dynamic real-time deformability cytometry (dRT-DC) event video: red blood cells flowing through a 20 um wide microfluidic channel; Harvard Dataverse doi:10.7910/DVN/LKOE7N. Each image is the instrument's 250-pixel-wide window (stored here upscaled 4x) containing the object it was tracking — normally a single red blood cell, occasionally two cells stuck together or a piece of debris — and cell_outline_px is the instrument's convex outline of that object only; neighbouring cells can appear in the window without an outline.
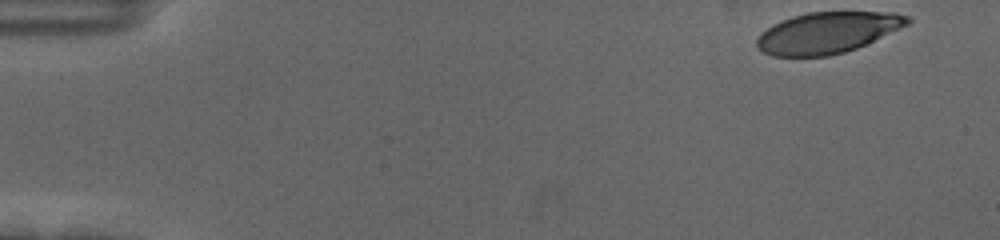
{"species": "human", "species_latin": "Homo sapiens", "temperature_condition": "cold", "stored_images_in_passage": 55, "camera_frame_rate_fps": 3000, "um_per_image_px": 0.085, "donor": {"sex": "female"}, "frame": {"image": 1, "passage_image": 1, "time_ms": 0.0, "image_size_px": [1000, 240], "cell_outline_px": [[912, 20], [908, 24], [900, 28], [856, 48], [844, 52], [828, 56], [772, 56], [764, 52], [756, 44], [756, 40], [772, 24], [792, 16], [808, 12], [896, 12], [912, 16]], "centroid_in_image_um": [70.37, 2.76], "position_along_channel_um": 14.6, "area_um2": 35.89}}
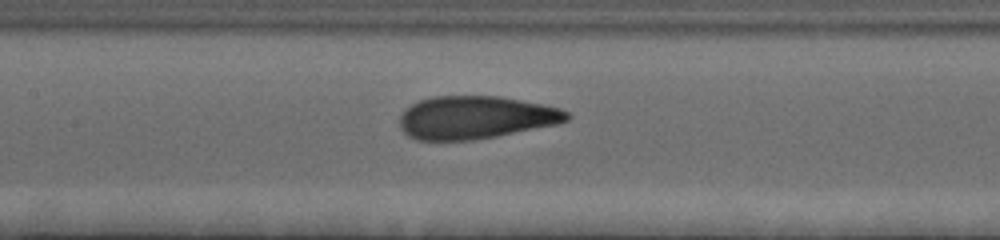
{"frame": {"image": 2, "passage_image": 25, "time_ms": 8.0, "image_size_px": [1000, 240], "cell_outline_px": [[572, 116], [568, 120], [556, 124], [496, 136], [472, 140], [416, 140], [408, 136], [400, 128], [400, 116], [412, 104], [420, 100], [436, 96], [496, 96], [520, 100], [560, 108], [568, 112]], "centroid_in_image_um": [40.41, 9.99], "position_along_channel_um": 167.0, "area_um2": 41.44}}
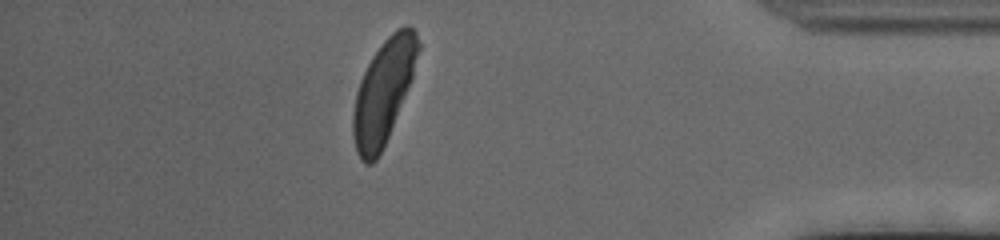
{"frame": {"image": 3, "passage_image": 48, "time_ms": 15.667, "image_size_px": [1000, 240], "cell_outline_px": [[420, 48], [412, 76], [388, 136], [376, 160], [372, 164], [364, 164], [360, 160], [356, 152], [352, 136], [352, 112], [356, 92], [360, 80], [372, 56], [384, 40], [396, 28], [404, 24], [408, 24], [416, 32], [420, 44]], "centroid_in_image_um": [32.56, 7.79], "position_along_channel_um": 402.6, "area_um2": 38.96}, "authors_computed_cell_mechanics": {"area_um2": 40.9224, "velocity_mm_per_s": 3.5412, "shape_relaxation_time_tau1_ms": 2.8652, "shape_relaxation_time_tau2_ms": null, "deformation_change_tau1": 0.1668, "deformation_change_tau2": null}}